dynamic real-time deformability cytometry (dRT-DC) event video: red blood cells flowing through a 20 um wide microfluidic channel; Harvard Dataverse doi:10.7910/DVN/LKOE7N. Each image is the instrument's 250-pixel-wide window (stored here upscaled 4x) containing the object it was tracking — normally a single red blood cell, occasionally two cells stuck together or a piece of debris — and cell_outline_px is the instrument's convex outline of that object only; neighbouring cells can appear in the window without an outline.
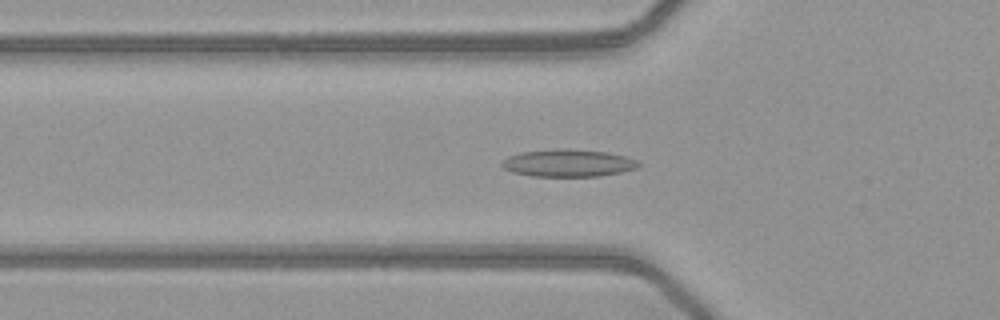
{"species": "common noctule bat (a hibernating species)", "species_latin": "Nyctalus noctula", "temperature_condition": "warm", "stored_images_in_passage": 50, "camera_frame_rate_fps": 3000, "um_per_image_px": 0.085, "animal": {"sex": "female", "body_mass_g": 21.9}, "frame": {"image": 1, "passage_image": 17, "time_ms": 5.333, "image_size_px": [1000, 320], "cell_outline_px": [[640, 164], [636, 168], [620, 172], [600, 176], [532, 176], [512, 172], [504, 168], [500, 164], [500, 160], [508, 156], [520, 152], [556, 148], [572, 148], [608, 152], [624, 156], [636, 160]], "centroid_in_image_um": [48.24, 13.84], "position_along_channel_um": 77.6, "area_um2": 22.02}}
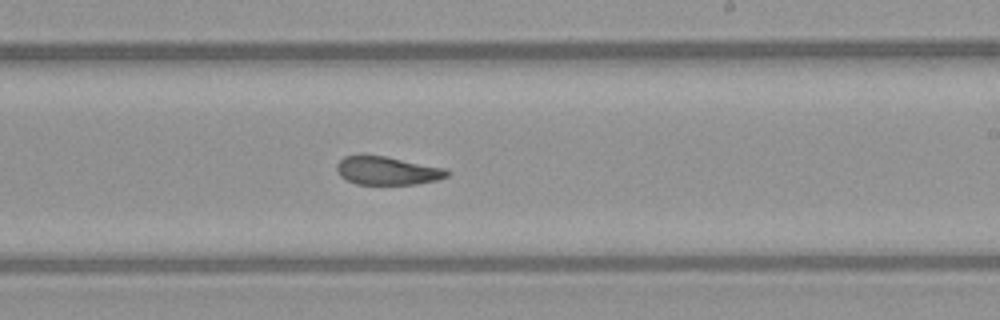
{"frame": {"image": 2, "passage_image": 30, "time_ms": 9.667, "image_size_px": [1000, 320], "cell_outline_px": [[452, 172], [448, 176], [436, 180], [416, 184], [356, 184], [340, 176], [336, 168], [336, 164], [344, 156], [384, 156], [448, 168]], "centroid_in_image_um": [32.97, 14.51], "position_along_channel_um": 256.0, "area_um2": 18.15}}
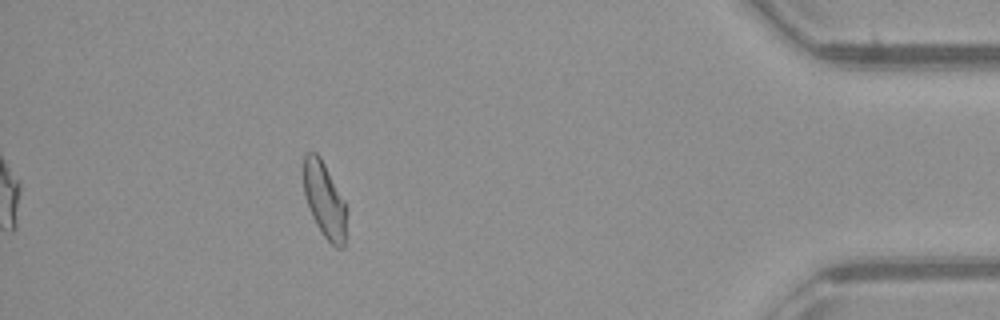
{"frame": {"image": 3, "passage_image": 45, "time_ms": 14.667, "image_size_px": [1000, 320], "cell_outline_px": [[348, 212], [344, 248], [336, 248], [324, 236], [316, 224], [312, 216], [304, 196], [304, 156], [308, 152], [316, 152], [320, 156], [344, 200]], "centroid_in_image_um": [27.61, 17.04], "position_along_channel_um": 407.6, "area_um2": 19.02}, "authors_computed_cell_mechanics": {"area_um2": 19.4208, "velocity_mm_per_s": 4.0959, "shape_relaxation_time_tau1_ms": 10.6359, "shape_relaxation_time_tau2_ms": 1.9311, "deformation_change_tau1": 0.2579, "deformation_change_tau2": 0.0916}}